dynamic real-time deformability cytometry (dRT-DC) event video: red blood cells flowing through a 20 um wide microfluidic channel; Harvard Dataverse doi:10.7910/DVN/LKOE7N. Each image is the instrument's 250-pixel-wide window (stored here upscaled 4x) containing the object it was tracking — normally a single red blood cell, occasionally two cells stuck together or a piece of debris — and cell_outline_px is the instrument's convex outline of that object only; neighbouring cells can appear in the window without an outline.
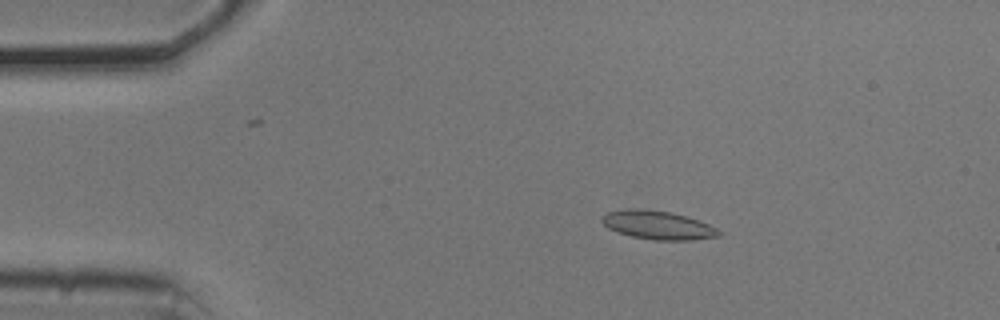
{"species": "common noctule bat (a hibernating species)", "species_latin": "Nyctalus noctula", "temperature_condition": "cold", "stored_images_in_passage": 17, "camera_frame_rate_fps": 3000, "um_per_image_px": 0.085, "animal": {"sex": "male", "body_mass_g": 20.5, "forearm_length_mm": 52.5}, "frame": {"image": 1, "passage_image": 10, "time_ms": 3.0, "image_size_px": [1000, 320], "cell_outline_px": [[724, 232], [720, 236], [692, 240], [652, 240], [632, 236], [616, 232], [608, 228], [600, 220], [608, 212], [628, 208], [644, 208], [668, 212], [700, 220]], "centroid_in_image_um": [55.93, 19.14], "position_along_channel_um": 29.1, "area_um2": 19.54}}